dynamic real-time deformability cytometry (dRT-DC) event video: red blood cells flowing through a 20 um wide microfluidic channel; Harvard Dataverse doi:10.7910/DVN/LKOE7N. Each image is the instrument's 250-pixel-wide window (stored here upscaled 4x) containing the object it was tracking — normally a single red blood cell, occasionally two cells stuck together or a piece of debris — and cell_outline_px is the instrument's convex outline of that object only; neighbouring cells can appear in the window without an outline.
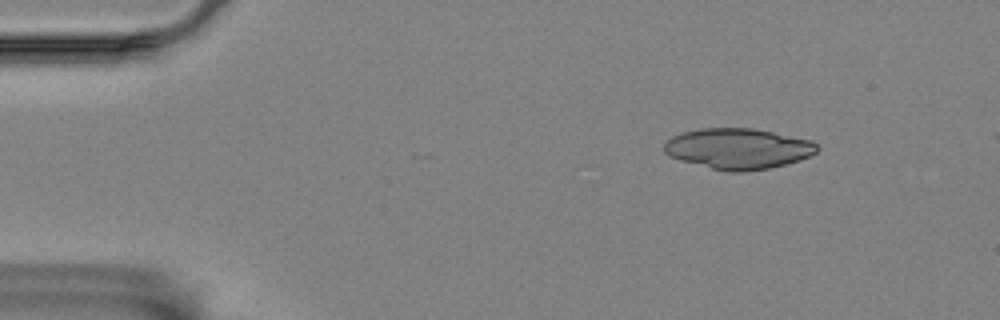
{"species": "Egyptian fruit bat (a non-hibernating species)", "species_latin": "Rousettus aegyptiacus", "temperature_condition": "room temperature", "stored_images_in_passage": 5, "camera_frame_rate_fps": 3000, "um_per_image_px": 0.085, "animal": {"sex": "female"}, "frame": {"image": 1, "passage_image": 1, "time_ms": 0.0, "image_size_px": [1000, 320], "cell_outline_px": [[820, 148], [816, 152], [800, 160], [768, 168], [744, 172], [728, 172], [680, 160], [664, 152], [664, 144], [672, 136], [684, 132], [700, 128], [752, 128], [812, 140]], "centroid_in_image_um": [62.75, 12.63], "position_along_channel_um": 22.2, "area_um2": 36.01}}